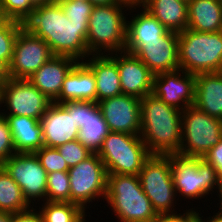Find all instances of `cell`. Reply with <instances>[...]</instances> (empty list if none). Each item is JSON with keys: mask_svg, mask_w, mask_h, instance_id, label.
I'll return each instance as SVG.
<instances>
[{"mask_svg": "<svg viewBox=\"0 0 222 222\" xmlns=\"http://www.w3.org/2000/svg\"><path fill=\"white\" fill-rule=\"evenodd\" d=\"M23 27L43 39L53 55L69 56L77 61L91 55L86 40L88 24L70 21L58 1L36 5Z\"/></svg>", "mask_w": 222, "mask_h": 222, "instance_id": "cell-1", "label": "cell"}, {"mask_svg": "<svg viewBox=\"0 0 222 222\" xmlns=\"http://www.w3.org/2000/svg\"><path fill=\"white\" fill-rule=\"evenodd\" d=\"M182 111L153 94L141 99L140 137L151 155L178 154L181 147Z\"/></svg>", "mask_w": 222, "mask_h": 222, "instance_id": "cell-2", "label": "cell"}, {"mask_svg": "<svg viewBox=\"0 0 222 222\" xmlns=\"http://www.w3.org/2000/svg\"><path fill=\"white\" fill-rule=\"evenodd\" d=\"M105 206L119 222H154L158 214L143 192L139 175L108 174Z\"/></svg>", "mask_w": 222, "mask_h": 222, "instance_id": "cell-3", "label": "cell"}, {"mask_svg": "<svg viewBox=\"0 0 222 222\" xmlns=\"http://www.w3.org/2000/svg\"><path fill=\"white\" fill-rule=\"evenodd\" d=\"M129 9L121 3L94 5L86 37L90 54L124 51Z\"/></svg>", "mask_w": 222, "mask_h": 222, "instance_id": "cell-4", "label": "cell"}, {"mask_svg": "<svg viewBox=\"0 0 222 222\" xmlns=\"http://www.w3.org/2000/svg\"><path fill=\"white\" fill-rule=\"evenodd\" d=\"M171 161L178 200H181L182 196V200L185 199L186 202L191 203L189 199L194 202L195 200L200 201L201 198L205 199L210 194L212 197L216 195L219 198L222 181L213 165L207 163L203 158L186 157L179 154H172Z\"/></svg>", "mask_w": 222, "mask_h": 222, "instance_id": "cell-5", "label": "cell"}, {"mask_svg": "<svg viewBox=\"0 0 222 222\" xmlns=\"http://www.w3.org/2000/svg\"><path fill=\"white\" fill-rule=\"evenodd\" d=\"M179 69L197 75L222 72V31L179 32Z\"/></svg>", "mask_w": 222, "mask_h": 222, "instance_id": "cell-6", "label": "cell"}, {"mask_svg": "<svg viewBox=\"0 0 222 222\" xmlns=\"http://www.w3.org/2000/svg\"><path fill=\"white\" fill-rule=\"evenodd\" d=\"M107 174L139 175L151 156L140 136L110 131L97 151Z\"/></svg>", "mask_w": 222, "mask_h": 222, "instance_id": "cell-7", "label": "cell"}, {"mask_svg": "<svg viewBox=\"0 0 222 222\" xmlns=\"http://www.w3.org/2000/svg\"><path fill=\"white\" fill-rule=\"evenodd\" d=\"M143 192L157 214H176L178 199L172 176L171 155H151L139 173ZM176 210V211H175Z\"/></svg>", "mask_w": 222, "mask_h": 222, "instance_id": "cell-8", "label": "cell"}, {"mask_svg": "<svg viewBox=\"0 0 222 222\" xmlns=\"http://www.w3.org/2000/svg\"><path fill=\"white\" fill-rule=\"evenodd\" d=\"M181 147L179 155L203 158L222 138V120L187 107L181 114Z\"/></svg>", "mask_w": 222, "mask_h": 222, "instance_id": "cell-9", "label": "cell"}, {"mask_svg": "<svg viewBox=\"0 0 222 222\" xmlns=\"http://www.w3.org/2000/svg\"><path fill=\"white\" fill-rule=\"evenodd\" d=\"M68 173L71 203L87 211L92 202L105 199L108 174L97 153H92L76 166L70 167Z\"/></svg>", "mask_w": 222, "mask_h": 222, "instance_id": "cell-10", "label": "cell"}, {"mask_svg": "<svg viewBox=\"0 0 222 222\" xmlns=\"http://www.w3.org/2000/svg\"><path fill=\"white\" fill-rule=\"evenodd\" d=\"M51 103L27 79L10 78L0 87V114L3 116H27L40 120Z\"/></svg>", "mask_w": 222, "mask_h": 222, "instance_id": "cell-11", "label": "cell"}, {"mask_svg": "<svg viewBox=\"0 0 222 222\" xmlns=\"http://www.w3.org/2000/svg\"><path fill=\"white\" fill-rule=\"evenodd\" d=\"M1 166L17 182L32 207L46 201L47 172L35 153H15Z\"/></svg>", "mask_w": 222, "mask_h": 222, "instance_id": "cell-12", "label": "cell"}, {"mask_svg": "<svg viewBox=\"0 0 222 222\" xmlns=\"http://www.w3.org/2000/svg\"><path fill=\"white\" fill-rule=\"evenodd\" d=\"M53 56L49 45L43 39L22 27L16 38L9 64L10 78L28 80Z\"/></svg>", "mask_w": 222, "mask_h": 222, "instance_id": "cell-13", "label": "cell"}, {"mask_svg": "<svg viewBox=\"0 0 222 222\" xmlns=\"http://www.w3.org/2000/svg\"><path fill=\"white\" fill-rule=\"evenodd\" d=\"M196 75L176 70L154 75L152 94L166 105L185 110L195 102Z\"/></svg>", "mask_w": 222, "mask_h": 222, "instance_id": "cell-14", "label": "cell"}, {"mask_svg": "<svg viewBox=\"0 0 222 222\" xmlns=\"http://www.w3.org/2000/svg\"><path fill=\"white\" fill-rule=\"evenodd\" d=\"M97 103L110 131L140 136L141 99L120 94Z\"/></svg>", "mask_w": 222, "mask_h": 222, "instance_id": "cell-15", "label": "cell"}, {"mask_svg": "<svg viewBox=\"0 0 222 222\" xmlns=\"http://www.w3.org/2000/svg\"><path fill=\"white\" fill-rule=\"evenodd\" d=\"M179 34L168 30L160 40L142 41L130 53L137 56L154 75L179 69Z\"/></svg>", "mask_w": 222, "mask_h": 222, "instance_id": "cell-16", "label": "cell"}, {"mask_svg": "<svg viewBox=\"0 0 222 222\" xmlns=\"http://www.w3.org/2000/svg\"><path fill=\"white\" fill-rule=\"evenodd\" d=\"M109 55L117 63L122 94L139 99L152 94L154 74L137 56L125 51Z\"/></svg>", "mask_w": 222, "mask_h": 222, "instance_id": "cell-17", "label": "cell"}, {"mask_svg": "<svg viewBox=\"0 0 222 222\" xmlns=\"http://www.w3.org/2000/svg\"><path fill=\"white\" fill-rule=\"evenodd\" d=\"M43 142L46 147L57 148L78 139L74 111H67L61 104L52 102L40 119Z\"/></svg>", "mask_w": 222, "mask_h": 222, "instance_id": "cell-18", "label": "cell"}, {"mask_svg": "<svg viewBox=\"0 0 222 222\" xmlns=\"http://www.w3.org/2000/svg\"><path fill=\"white\" fill-rule=\"evenodd\" d=\"M77 62L75 58L69 56L54 55L28 81L54 102L61 92L66 75Z\"/></svg>", "mask_w": 222, "mask_h": 222, "instance_id": "cell-19", "label": "cell"}, {"mask_svg": "<svg viewBox=\"0 0 222 222\" xmlns=\"http://www.w3.org/2000/svg\"><path fill=\"white\" fill-rule=\"evenodd\" d=\"M66 101L96 102L94 73L83 61H78L66 75L61 92L54 102L61 104Z\"/></svg>", "mask_w": 222, "mask_h": 222, "instance_id": "cell-20", "label": "cell"}, {"mask_svg": "<svg viewBox=\"0 0 222 222\" xmlns=\"http://www.w3.org/2000/svg\"><path fill=\"white\" fill-rule=\"evenodd\" d=\"M83 62L94 73L96 102L122 94L117 63L109 54H91Z\"/></svg>", "mask_w": 222, "mask_h": 222, "instance_id": "cell-21", "label": "cell"}, {"mask_svg": "<svg viewBox=\"0 0 222 222\" xmlns=\"http://www.w3.org/2000/svg\"><path fill=\"white\" fill-rule=\"evenodd\" d=\"M129 10L128 15L131 16L127 17L125 52L130 53L142 41L160 40V37L168 31L145 8L131 7Z\"/></svg>", "mask_w": 222, "mask_h": 222, "instance_id": "cell-22", "label": "cell"}, {"mask_svg": "<svg viewBox=\"0 0 222 222\" xmlns=\"http://www.w3.org/2000/svg\"><path fill=\"white\" fill-rule=\"evenodd\" d=\"M194 106L222 120V72L196 75Z\"/></svg>", "mask_w": 222, "mask_h": 222, "instance_id": "cell-23", "label": "cell"}, {"mask_svg": "<svg viewBox=\"0 0 222 222\" xmlns=\"http://www.w3.org/2000/svg\"><path fill=\"white\" fill-rule=\"evenodd\" d=\"M16 153H34L44 145L40 120L27 116H5Z\"/></svg>", "mask_w": 222, "mask_h": 222, "instance_id": "cell-24", "label": "cell"}, {"mask_svg": "<svg viewBox=\"0 0 222 222\" xmlns=\"http://www.w3.org/2000/svg\"><path fill=\"white\" fill-rule=\"evenodd\" d=\"M187 29L198 32L222 31V7L218 0H190Z\"/></svg>", "mask_w": 222, "mask_h": 222, "instance_id": "cell-25", "label": "cell"}, {"mask_svg": "<svg viewBox=\"0 0 222 222\" xmlns=\"http://www.w3.org/2000/svg\"><path fill=\"white\" fill-rule=\"evenodd\" d=\"M167 29L182 32L187 29L188 3L182 0H148L143 6Z\"/></svg>", "mask_w": 222, "mask_h": 222, "instance_id": "cell-26", "label": "cell"}, {"mask_svg": "<svg viewBox=\"0 0 222 222\" xmlns=\"http://www.w3.org/2000/svg\"><path fill=\"white\" fill-rule=\"evenodd\" d=\"M22 189L0 165V212L18 213L30 209Z\"/></svg>", "mask_w": 222, "mask_h": 222, "instance_id": "cell-27", "label": "cell"}, {"mask_svg": "<svg viewBox=\"0 0 222 222\" xmlns=\"http://www.w3.org/2000/svg\"><path fill=\"white\" fill-rule=\"evenodd\" d=\"M40 204L34 207L40 212L43 222H86V217H91L79 205L71 202L45 201Z\"/></svg>", "mask_w": 222, "mask_h": 222, "instance_id": "cell-28", "label": "cell"}, {"mask_svg": "<svg viewBox=\"0 0 222 222\" xmlns=\"http://www.w3.org/2000/svg\"><path fill=\"white\" fill-rule=\"evenodd\" d=\"M109 132L110 130L102 116L98 103L94 102V113H88V119L79 131L78 140L90 151L97 153L102 145L103 139Z\"/></svg>", "mask_w": 222, "mask_h": 222, "instance_id": "cell-29", "label": "cell"}, {"mask_svg": "<svg viewBox=\"0 0 222 222\" xmlns=\"http://www.w3.org/2000/svg\"><path fill=\"white\" fill-rule=\"evenodd\" d=\"M46 201L70 202L68 171H55L47 174Z\"/></svg>", "mask_w": 222, "mask_h": 222, "instance_id": "cell-30", "label": "cell"}, {"mask_svg": "<svg viewBox=\"0 0 222 222\" xmlns=\"http://www.w3.org/2000/svg\"><path fill=\"white\" fill-rule=\"evenodd\" d=\"M23 23L5 19L0 21V59L8 66L12 60L14 44Z\"/></svg>", "mask_w": 222, "mask_h": 222, "instance_id": "cell-31", "label": "cell"}, {"mask_svg": "<svg viewBox=\"0 0 222 222\" xmlns=\"http://www.w3.org/2000/svg\"><path fill=\"white\" fill-rule=\"evenodd\" d=\"M36 5L31 0H0L2 18L23 23L34 11Z\"/></svg>", "mask_w": 222, "mask_h": 222, "instance_id": "cell-32", "label": "cell"}, {"mask_svg": "<svg viewBox=\"0 0 222 222\" xmlns=\"http://www.w3.org/2000/svg\"><path fill=\"white\" fill-rule=\"evenodd\" d=\"M58 2L70 21L89 24V17L94 7L93 4L80 0H58Z\"/></svg>", "mask_w": 222, "mask_h": 222, "instance_id": "cell-33", "label": "cell"}, {"mask_svg": "<svg viewBox=\"0 0 222 222\" xmlns=\"http://www.w3.org/2000/svg\"><path fill=\"white\" fill-rule=\"evenodd\" d=\"M47 174L55 171H68L69 167L57 148L43 146L34 152Z\"/></svg>", "mask_w": 222, "mask_h": 222, "instance_id": "cell-34", "label": "cell"}, {"mask_svg": "<svg viewBox=\"0 0 222 222\" xmlns=\"http://www.w3.org/2000/svg\"><path fill=\"white\" fill-rule=\"evenodd\" d=\"M57 149L69 168L76 166L93 153L78 139L60 145Z\"/></svg>", "mask_w": 222, "mask_h": 222, "instance_id": "cell-35", "label": "cell"}, {"mask_svg": "<svg viewBox=\"0 0 222 222\" xmlns=\"http://www.w3.org/2000/svg\"><path fill=\"white\" fill-rule=\"evenodd\" d=\"M15 153L8 121L5 116L0 114V165Z\"/></svg>", "mask_w": 222, "mask_h": 222, "instance_id": "cell-36", "label": "cell"}, {"mask_svg": "<svg viewBox=\"0 0 222 222\" xmlns=\"http://www.w3.org/2000/svg\"><path fill=\"white\" fill-rule=\"evenodd\" d=\"M61 105L67 111H74V119L76 121V126L81 129L86 120L88 119V113H94V102L88 101H66L61 103Z\"/></svg>", "mask_w": 222, "mask_h": 222, "instance_id": "cell-37", "label": "cell"}, {"mask_svg": "<svg viewBox=\"0 0 222 222\" xmlns=\"http://www.w3.org/2000/svg\"><path fill=\"white\" fill-rule=\"evenodd\" d=\"M188 209L183 210L181 214V211L179 209L180 213L176 214H158L157 219L154 222H196V215L198 212V208H189V205L186 206Z\"/></svg>", "mask_w": 222, "mask_h": 222, "instance_id": "cell-38", "label": "cell"}, {"mask_svg": "<svg viewBox=\"0 0 222 222\" xmlns=\"http://www.w3.org/2000/svg\"><path fill=\"white\" fill-rule=\"evenodd\" d=\"M203 159L214 166L219 179L222 181V138L203 157Z\"/></svg>", "mask_w": 222, "mask_h": 222, "instance_id": "cell-39", "label": "cell"}, {"mask_svg": "<svg viewBox=\"0 0 222 222\" xmlns=\"http://www.w3.org/2000/svg\"><path fill=\"white\" fill-rule=\"evenodd\" d=\"M12 222H43V219L37 208L33 206L26 211L13 213Z\"/></svg>", "mask_w": 222, "mask_h": 222, "instance_id": "cell-40", "label": "cell"}, {"mask_svg": "<svg viewBox=\"0 0 222 222\" xmlns=\"http://www.w3.org/2000/svg\"><path fill=\"white\" fill-rule=\"evenodd\" d=\"M218 212H215L214 215H209L207 218L202 215L201 209L198 210L197 215H196V222H222V210L218 208ZM200 212V213H199ZM207 220V221H206Z\"/></svg>", "mask_w": 222, "mask_h": 222, "instance_id": "cell-41", "label": "cell"}, {"mask_svg": "<svg viewBox=\"0 0 222 222\" xmlns=\"http://www.w3.org/2000/svg\"><path fill=\"white\" fill-rule=\"evenodd\" d=\"M10 79L9 66L0 59V87Z\"/></svg>", "mask_w": 222, "mask_h": 222, "instance_id": "cell-42", "label": "cell"}, {"mask_svg": "<svg viewBox=\"0 0 222 222\" xmlns=\"http://www.w3.org/2000/svg\"><path fill=\"white\" fill-rule=\"evenodd\" d=\"M118 3H121L129 8L131 7H143L148 0H117Z\"/></svg>", "mask_w": 222, "mask_h": 222, "instance_id": "cell-43", "label": "cell"}, {"mask_svg": "<svg viewBox=\"0 0 222 222\" xmlns=\"http://www.w3.org/2000/svg\"><path fill=\"white\" fill-rule=\"evenodd\" d=\"M89 2L93 5H109L118 3L117 0H89Z\"/></svg>", "mask_w": 222, "mask_h": 222, "instance_id": "cell-44", "label": "cell"}, {"mask_svg": "<svg viewBox=\"0 0 222 222\" xmlns=\"http://www.w3.org/2000/svg\"><path fill=\"white\" fill-rule=\"evenodd\" d=\"M0 222H12V214L0 212Z\"/></svg>", "mask_w": 222, "mask_h": 222, "instance_id": "cell-45", "label": "cell"}, {"mask_svg": "<svg viewBox=\"0 0 222 222\" xmlns=\"http://www.w3.org/2000/svg\"><path fill=\"white\" fill-rule=\"evenodd\" d=\"M35 5H40V4H48L51 2H54V0H31Z\"/></svg>", "mask_w": 222, "mask_h": 222, "instance_id": "cell-46", "label": "cell"}, {"mask_svg": "<svg viewBox=\"0 0 222 222\" xmlns=\"http://www.w3.org/2000/svg\"><path fill=\"white\" fill-rule=\"evenodd\" d=\"M219 203H217V205L219 206H215L216 208H220L221 210H222V185H221V193H220V195H219Z\"/></svg>", "mask_w": 222, "mask_h": 222, "instance_id": "cell-47", "label": "cell"}]
</instances>
